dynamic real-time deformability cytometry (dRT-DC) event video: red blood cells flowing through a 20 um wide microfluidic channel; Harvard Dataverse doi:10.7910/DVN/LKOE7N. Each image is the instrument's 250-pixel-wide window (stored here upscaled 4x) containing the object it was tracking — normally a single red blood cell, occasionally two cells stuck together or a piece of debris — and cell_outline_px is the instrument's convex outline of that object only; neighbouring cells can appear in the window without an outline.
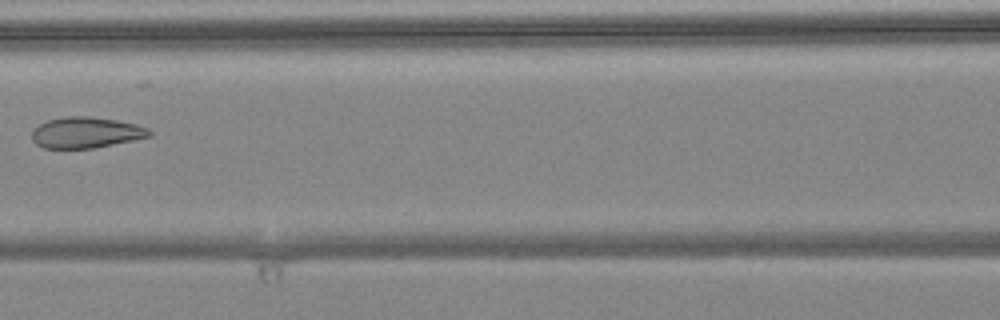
{"species": "common noctule bat (a hibernating species)", "species_latin": "Nyctalus noctula", "temperature_condition": "warm", "stored_images_in_passage": 5, "camera_frame_rate_fps": 3000, "um_per_image_px": 0.085, "animal": {"sex": "female", "body_mass_g": 24.6, "forearm_length_mm": 56.2}, "frame": {"image": 1, "passage_image": 4, "time_ms": 1.0, "image_size_px": [1000, 320], "cell_outline_px": [[152, 136], [92, 148], [44, 148], [36, 144], [32, 140], [32, 132], [40, 124], [48, 120], [68, 116], [88, 116], [116, 120], [136, 124], [148, 128], [152, 132]], "centroid_in_image_um": [7.32, 11.26], "position_along_channel_um": 159.3, "area_um2": 20.98}}
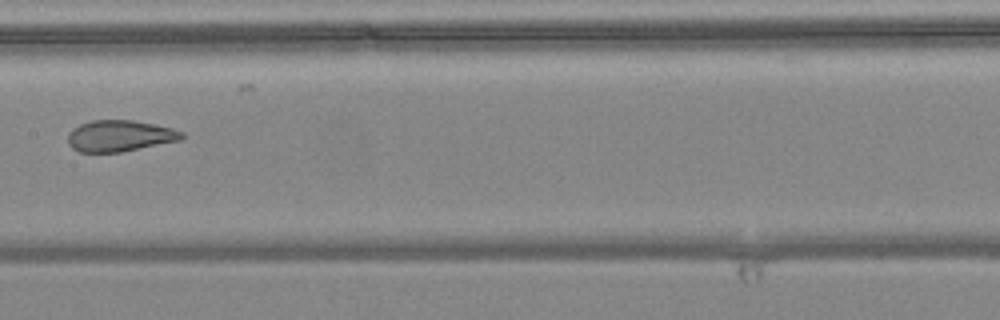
{"frame": {"image": 2, "passage_image": 5, "time_ms": 1.333, "image_size_px": [1000, 320], "cell_outline_px": [[184, 136], [180, 140], [120, 152], [80, 152], [72, 148], [68, 144], [68, 132], [72, 128], [80, 124], [92, 120], [132, 120], [156, 124], [172, 128], [184, 132]], "centroid_in_image_um": [10.16, 11.54], "position_along_channel_um": 197.2, "area_um2": 20.81}}